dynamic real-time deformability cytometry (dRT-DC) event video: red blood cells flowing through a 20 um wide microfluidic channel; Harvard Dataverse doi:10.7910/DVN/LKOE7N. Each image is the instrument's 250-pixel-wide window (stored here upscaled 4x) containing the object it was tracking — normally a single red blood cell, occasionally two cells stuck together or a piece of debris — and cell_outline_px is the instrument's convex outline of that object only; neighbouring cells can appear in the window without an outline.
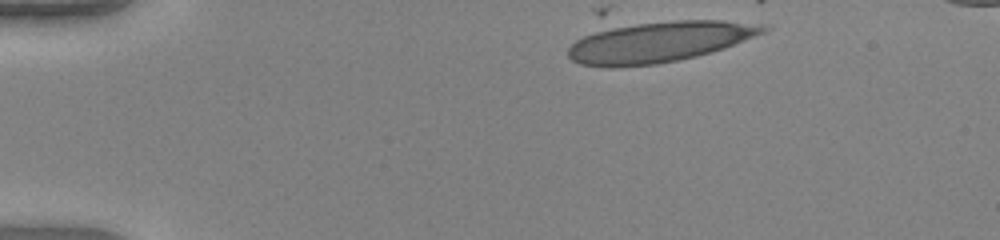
{"species": "human", "species_latin": "Homo sapiens", "temperature_condition": "warm", "stored_images_in_passage": 37, "camera_frame_rate_fps": 3000, "um_per_image_px": 0.085, "donor": {"sex": "female"}, "frame": {"image": 1, "passage_image": 1, "time_ms": 0.0, "image_size_px": [1000, 240], "cell_outline_px": [[772, 28], [764, 32], [724, 48], [712, 52], [696, 56], [656, 64], [612, 68], [608, 68], [580, 64], [572, 60], [568, 56], [568, 48], [576, 40], [584, 36], [604, 28], [636, 24], [676, 20], [720, 20], [772, 24]], "centroid_in_image_um": [56.06, 3.56], "position_along_channel_um": 28.9, "area_um2": 46.41}}
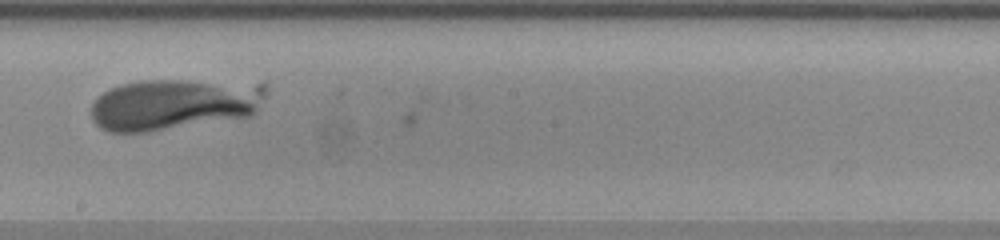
{"frame": {"image": 2, "passage_image": 22, "time_ms": 7.0, "image_size_px": [1000, 240], "cell_outline_px": [[268, 92], [252, 116], [148, 132], [108, 132], [100, 128], [92, 120], [92, 104], [104, 92], [120, 84], [140, 80], [264, 80]], "centroid_in_image_um": [14.91, 8.82], "position_along_channel_um": 233.3, "area_um2": 53.35}}
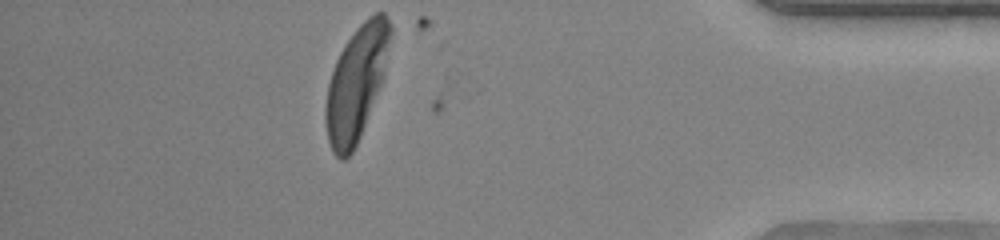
{"frame": {"image": 3, "passage_image": 37, "time_ms": 12.0, "image_size_px": [1000, 240], "cell_outline_px": [[392, 32], [380, 84], [360, 136], [352, 152], [344, 160], [340, 160], [332, 152], [328, 140], [324, 120], [324, 108], [328, 84], [336, 60], [340, 52], [356, 28], [372, 12], [384, 12], [392, 24]], "centroid_in_image_um": [30.26, 7.05], "position_along_channel_um": 404.9, "area_um2": 42.31}, "authors_computed_cell_mechanics": {"area_um2": 48.1474, "velocity_mm_per_s": 4.1242, "shape_relaxation_time_tau1_ms": 4.0193, "shape_relaxation_time_tau2_ms": null, "deformation_change_tau1": 0.1972, "deformation_change_tau2": null}}